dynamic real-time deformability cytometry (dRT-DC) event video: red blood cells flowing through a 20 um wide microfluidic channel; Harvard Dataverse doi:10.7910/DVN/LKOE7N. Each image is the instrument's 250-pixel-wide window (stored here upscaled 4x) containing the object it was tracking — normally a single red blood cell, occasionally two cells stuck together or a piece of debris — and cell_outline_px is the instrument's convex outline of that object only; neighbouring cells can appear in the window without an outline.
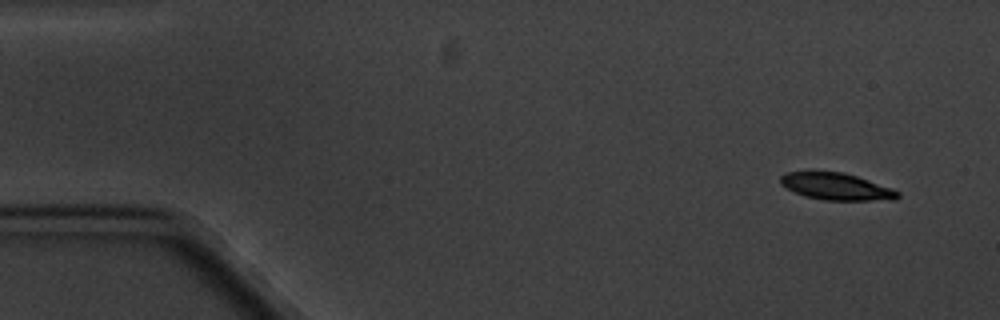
{"species": "common noctule bat (a hibernating species)", "species_latin": "Nyctalus noctula", "temperature_condition": "cold", "stored_images_in_passage": 9, "camera_frame_rate_fps": 3000, "um_per_image_px": 0.085, "animal": {"sex": "male", "body_mass_g": 20.1, "forearm_length_mm": 53.5}, "frame": {"image": 1, "passage_image": 1, "time_ms": 0.0, "image_size_px": [1000, 320], "cell_outline_px": [[900, 196], [896, 200], [824, 200], [804, 196], [780, 184], [780, 176], [784, 172], [844, 172], [892, 188], [900, 192]], "centroid_in_image_um": [71.11, 15.86], "position_along_channel_um": 13.9, "area_um2": 18.32}}
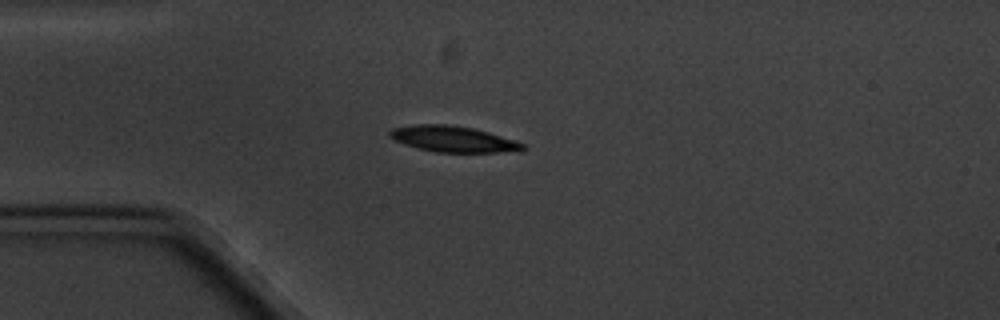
{"frame": {"image": 2, "passage_image": 4, "time_ms": 3.667, "image_size_px": [1000, 320], "cell_outline_px": [[524, 148], [520, 152], [436, 152], [416, 148], [392, 140], [388, 136], [388, 132], [392, 128], [416, 124], [448, 124], [472, 128], [488, 132], [524, 144]], "centroid_in_image_um": [38.45, 11.82], "position_along_channel_um": 46.5, "area_um2": 20.17}}